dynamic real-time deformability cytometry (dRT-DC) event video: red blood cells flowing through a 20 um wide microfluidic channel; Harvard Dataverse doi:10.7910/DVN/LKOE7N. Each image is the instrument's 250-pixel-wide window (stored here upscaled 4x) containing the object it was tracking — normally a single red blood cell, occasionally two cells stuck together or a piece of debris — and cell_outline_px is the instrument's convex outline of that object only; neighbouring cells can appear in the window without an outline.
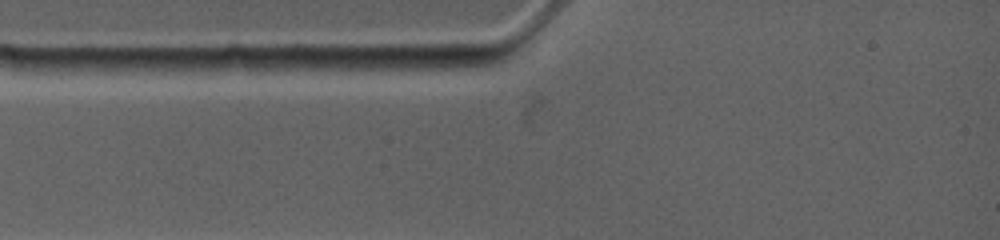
{"species": "common noctule bat (a hibernating species)", "species_latin": "Nyctalus noctula", "temperature_condition": "warm", "stored_images_in_passage": 2, "camera_frame_rate_fps": 4500, "um_per_image_px": 0.085, "animal": {"sex": "female", "body_mass_g": 19.0, "forearm_length_mm": 53.3}, "frame": {"image": 1, "passage_image": 1, "time_ms": 0.0, "image_size_px": [1000, 240], "cell_outline_px": [[504, 52], [500, 60], [492, 64], [456, 68], [364, 68], [372, 56], [500, 52]], "centroid_in_image_um": [36.92, 5.15], "position_along_channel_um": 48.1, "area_um2": 12.54}}